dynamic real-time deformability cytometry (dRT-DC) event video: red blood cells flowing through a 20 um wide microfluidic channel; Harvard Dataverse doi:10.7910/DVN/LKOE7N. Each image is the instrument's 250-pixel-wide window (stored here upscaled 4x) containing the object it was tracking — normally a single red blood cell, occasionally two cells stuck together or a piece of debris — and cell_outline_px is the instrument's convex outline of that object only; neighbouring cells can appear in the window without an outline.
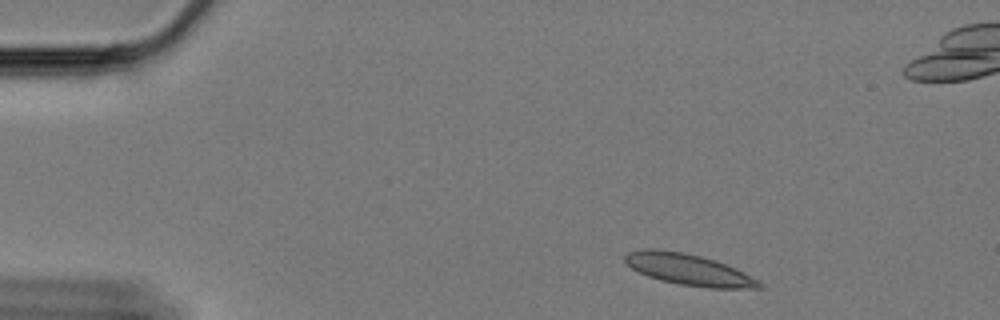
{"species": "Egyptian fruit bat (a non-hibernating species)", "species_latin": "Rousettus aegyptiacus", "temperature_condition": "cold", "stored_images_in_passage": 56, "camera_frame_rate_fps": 3000, "um_per_image_px": 0.085, "animal": {"sex": "female"}, "frame": {"image": 1, "passage_image": 4, "time_ms": 1.0, "image_size_px": [1000, 320], "cell_outline_px": [[764, 288], [708, 288], [680, 284], [660, 280], [648, 276], [632, 268], [624, 260], [624, 256], [628, 252], [644, 248], [652, 248], [680, 252], [700, 256], [736, 268], [744, 272], [764, 284]], "centroid_in_image_um": [58.54, 22.92], "position_along_channel_um": 26.5, "area_um2": 24.16}}
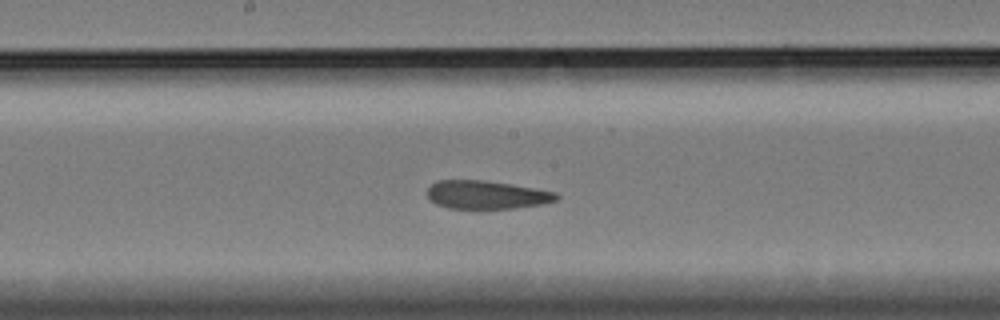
{"frame": {"image": 2, "passage_image": 27, "time_ms": 8.667, "image_size_px": [1000, 320], "cell_outline_px": [[560, 196], [556, 200], [544, 204], [516, 208], [448, 208], [436, 204], [428, 196], [428, 188], [436, 180], [484, 180], [556, 192]], "centroid_in_image_um": [41.36, 16.56], "position_along_channel_um": 206.8, "area_um2": 21.1}}
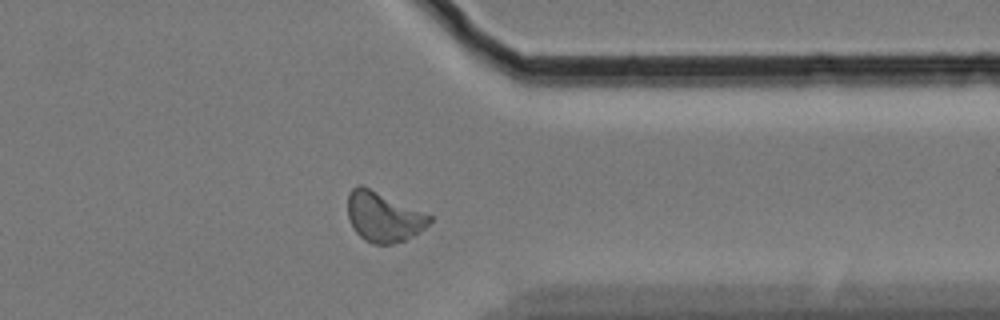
{"frame": {"image": 3, "passage_image": 43, "time_ms": 14.0, "image_size_px": [1000, 320], "cell_outline_px": [[432, 220], [424, 228], [412, 236], [404, 240], [392, 244], [372, 244], [364, 240], [356, 232], [348, 216], [348, 192], [356, 184], [360, 184], [432, 216]], "centroid_in_image_um": [32.56, 18.44], "position_along_channel_um": 378.8, "area_um2": 23.41}, "authors_computed_cell_mechanics": {"area_um2": 22.7154, "velocity_mm_per_s": 3.3, "shape_relaxation_time_tau1_ms": 9.1567, "shape_relaxation_time_tau2_ms": 3.996, "deformation_change_tau1": 0.1937, "deformation_change_tau2": 0.0956}}